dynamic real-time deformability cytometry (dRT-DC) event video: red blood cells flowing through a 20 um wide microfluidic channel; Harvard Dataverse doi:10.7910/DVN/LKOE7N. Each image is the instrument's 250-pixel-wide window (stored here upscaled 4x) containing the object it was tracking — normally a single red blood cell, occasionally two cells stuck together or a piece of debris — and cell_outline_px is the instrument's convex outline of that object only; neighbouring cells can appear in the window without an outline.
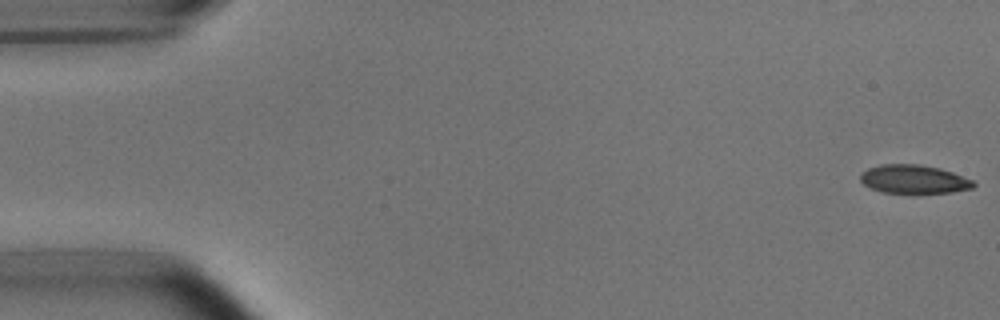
{"species": "common noctule bat (a hibernating species)", "species_latin": "Nyctalus noctula", "temperature_condition": "room temperature", "stored_images_in_passage": 54, "segment_of_instrument_passage": [1, 2], "camera_frame_rate_fps": 3000, "um_per_image_px": 0.085, "animal": {"sex": "male", "body_mass_g": 15.6}, "frame": {"image": 1, "passage_image": 1, "time_ms": 0.0, "image_size_px": [1000, 320], "cell_outline_px": [[976, 184], [972, 188], [952, 192], [884, 192], [872, 188], [864, 184], [860, 180], [860, 172], [868, 168], [880, 164], [916, 164], [940, 168], [952, 172], [972, 180]], "centroid_in_image_um": [77.65, 15.21], "position_along_channel_um": 7.3, "area_um2": 18.55}}
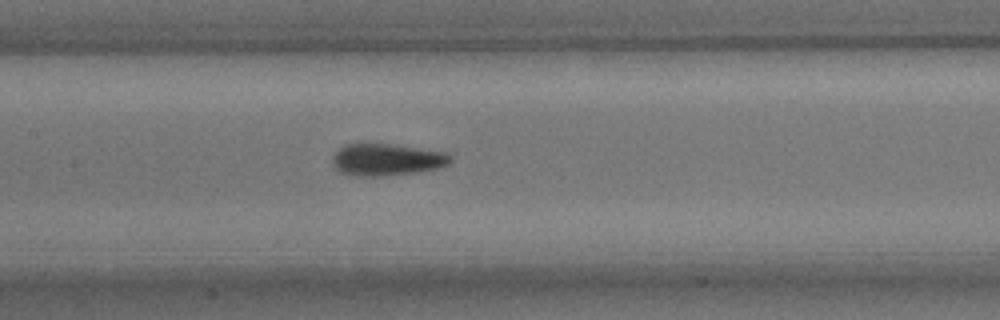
{"frame": {"image": 2, "passage_image": 25, "time_ms": 8.0, "image_size_px": [1000, 320], "cell_outline_px": [[452, 160], [448, 164], [436, 168], [416, 172], [380, 176], [352, 176], [340, 172], [332, 164], [332, 156], [344, 144], [396, 144], [448, 152], [452, 156]], "centroid_in_image_um": [32.88, 13.56], "position_along_channel_um": 174.5, "area_um2": 22.14}}
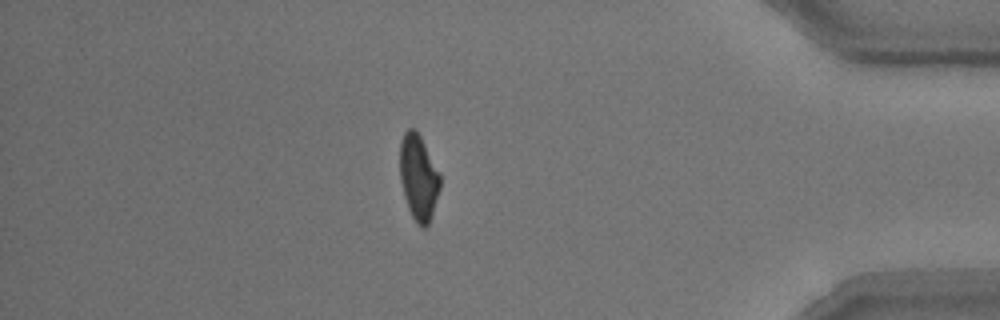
{"frame": {"image": 3, "passage_image": 46, "time_ms": 15.0, "image_size_px": [1000, 320], "cell_outline_px": [[440, 188], [428, 224], [424, 228], [420, 228], [416, 224], [408, 208], [404, 196], [400, 180], [400, 140], [404, 132], [408, 128], [416, 128], [440, 176]], "centroid_in_image_um": [35.54, 15.08], "position_along_channel_um": 399.7, "area_um2": 19.83}}